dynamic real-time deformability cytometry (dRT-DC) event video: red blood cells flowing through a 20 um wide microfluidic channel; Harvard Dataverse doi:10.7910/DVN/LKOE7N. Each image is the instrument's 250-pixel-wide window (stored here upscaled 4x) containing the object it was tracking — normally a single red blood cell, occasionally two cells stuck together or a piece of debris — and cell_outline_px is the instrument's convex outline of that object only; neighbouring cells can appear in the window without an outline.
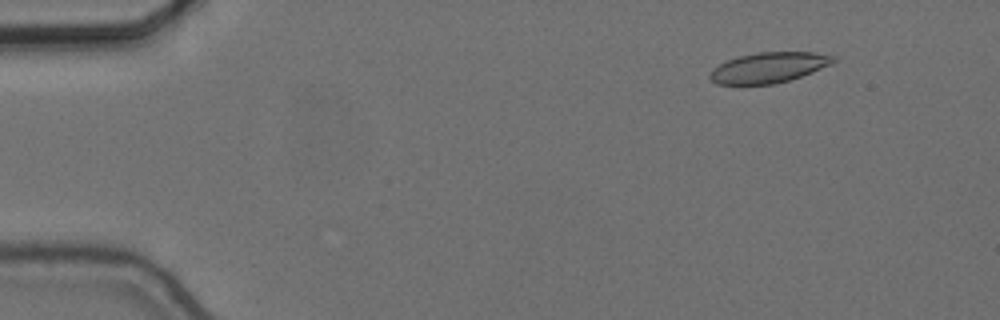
{"species": "common noctule bat (a hibernating species)", "species_latin": "Nyctalus noctula", "temperature_condition": "cold", "stored_images_in_passage": 56, "camera_frame_rate_fps": 3000, "um_per_image_px": 0.085, "animal": {"sex": "female", "body_mass_g": 24.6, "forearm_length_mm": 56.2}, "frame": {"image": 1, "passage_image": 7, "time_ms": 2.0, "image_size_px": [1000, 320], "cell_outline_px": [[836, 60], [832, 64], [812, 72], [788, 80], [772, 84], [716, 84], [708, 76], [712, 68], [728, 60], [740, 56], [756, 52], [816, 52], [836, 56]], "centroid_in_image_um": [65.36, 5.73], "position_along_channel_um": 19.6, "area_um2": 21.79}}
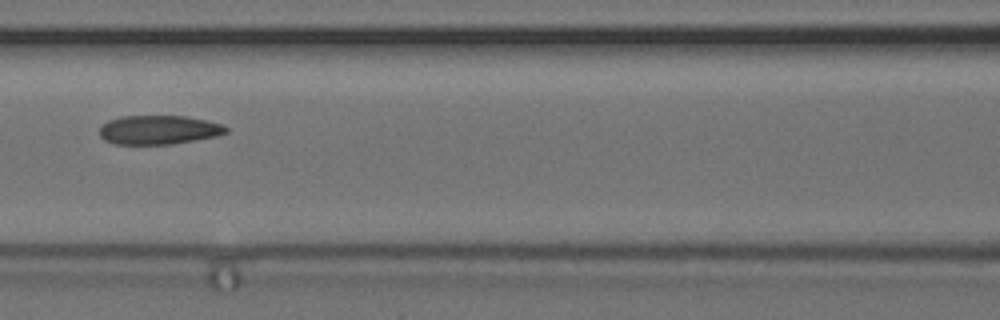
{"frame": {"image": 2, "passage_image": 26, "time_ms": 8.333, "image_size_px": [1000, 320], "cell_outline_px": [[228, 132], [216, 136], [172, 144], [116, 144], [104, 140], [100, 136], [100, 128], [108, 120], [120, 116], [184, 116], [224, 124], [228, 128]], "centroid_in_image_um": [13.49, 11.03], "position_along_channel_um": 153.1, "area_um2": 21.33}}
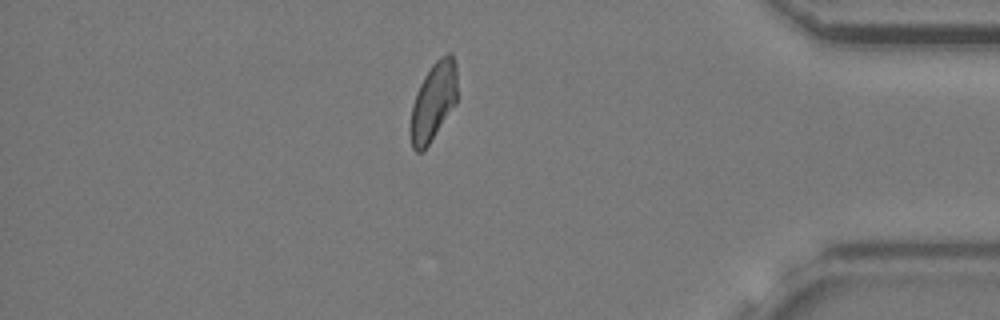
{"frame": {"image": 3, "passage_image": 49, "time_ms": 16.0, "image_size_px": [1000, 320], "cell_outline_px": [[456, 104], [424, 152], [416, 152], [412, 148], [408, 132], [408, 128], [412, 104], [416, 92], [424, 76], [432, 64], [440, 56], [448, 52], [452, 52], [456, 64]], "centroid_in_image_um": [36.8, 8.67], "position_along_channel_um": 398.4, "area_um2": 21.91}, "authors_computed_cell_mechanics": {"area_um2": 22.1085, "velocity_mm_per_s": 3.6459, "shape_relaxation_time_tau1_ms": null, "shape_relaxation_time_tau2_ms": 4.6064, "deformation_change_tau1": null, "deformation_change_tau2": 0.1044}}